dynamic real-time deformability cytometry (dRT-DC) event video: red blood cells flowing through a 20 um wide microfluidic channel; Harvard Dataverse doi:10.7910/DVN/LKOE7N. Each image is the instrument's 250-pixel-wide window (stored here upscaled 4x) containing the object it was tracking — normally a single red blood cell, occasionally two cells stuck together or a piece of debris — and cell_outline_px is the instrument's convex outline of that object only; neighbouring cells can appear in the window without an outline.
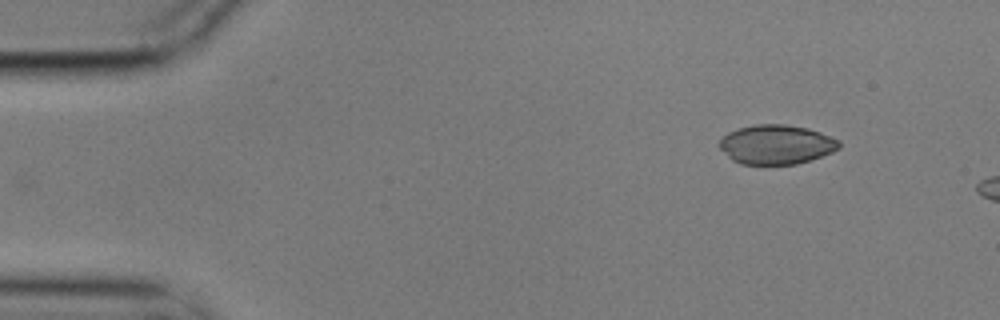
{"species": "common noctule bat (a hibernating species)", "species_latin": "Nyctalus noctula", "temperature_condition": "cold", "stored_images_in_passage": 3, "camera_frame_rate_fps": 3000, "um_per_image_px": 0.085, "animal": {"sex": "male", "body_mass_g": 17.9}, "frame": {"image": 1, "passage_image": 1, "time_ms": 0.0, "image_size_px": [1000, 320], "cell_outline_px": [[840, 148], [832, 152], [796, 164], [740, 164], [732, 160], [716, 144], [728, 132], [740, 128], [756, 124], [784, 124], [808, 128], [820, 132], [840, 140]], "centroid_in_image_um": [65.98, 12.28], "position_along_channel_um": 19.0, "area_um2": 27.4}}